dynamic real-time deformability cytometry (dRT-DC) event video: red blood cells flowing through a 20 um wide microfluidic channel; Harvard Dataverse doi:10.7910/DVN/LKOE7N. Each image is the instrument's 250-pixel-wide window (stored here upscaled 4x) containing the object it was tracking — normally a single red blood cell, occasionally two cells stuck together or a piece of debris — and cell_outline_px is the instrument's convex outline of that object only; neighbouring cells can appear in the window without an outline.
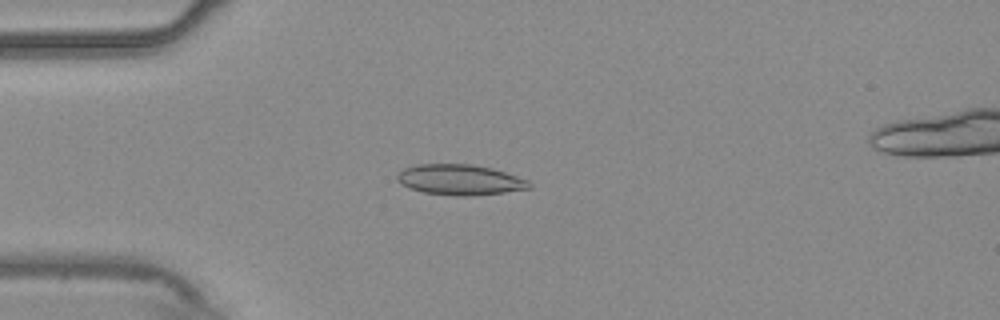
{"species": "common noctule bat (a hibernating species)", "species_latin": "Nyctalus noctula", "temperature_condition": "warm", "stored_images_in_passage": 48, "camera_frame_rate_fps": 3000, "um_per_image_px": 0.085, "animal": {"sex": "male", "body_mass_g": 20.4}, "frame": {"image": 1, "passage_image": 13, "time_ms": 4.0, "image_size_px": [1000, 320], "cell_outline_px": [[532, 188], [504, 192], [472, 196], [456, 196], [424, 192], [408, 188], [400, 184], [396, 180], [396, 176], [404, 168], [416, 164], [472, 164], [492, 168], [528, 180], [532, 184]], "centroid_in_image_um": [39.07, 15.28], "position_along_channel_um": 45.9, "area_um2": 23.58}}
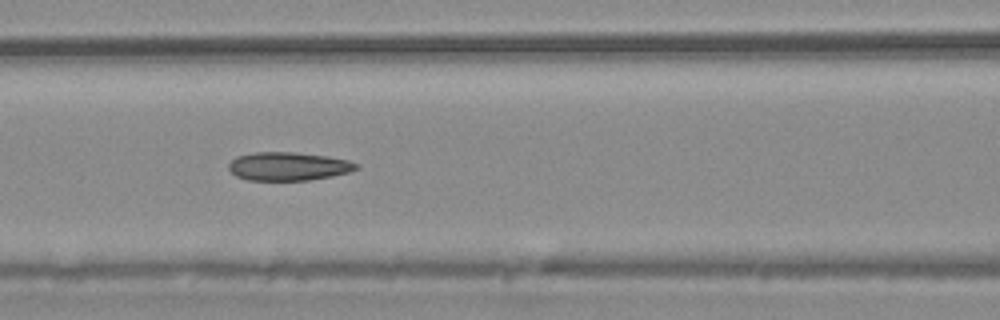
{"frame": {"image": 2, "passage_image": 22, "time_ms": 7.0, "image_size_px": [1000, 320], "cell_outline_px": [[360, 168], [348, 172], [332, 176], [308, 180], [248, 180], [236, 176], [228, 168], [228, 164], [236, 156], [256, 152], [296, 152], [324, 156], [348, 160], [360, 164]], "centroid_in_image_um": [24.51, 14.13], "position_along_channel_um": 142.1, "area_um2": 21.1}}
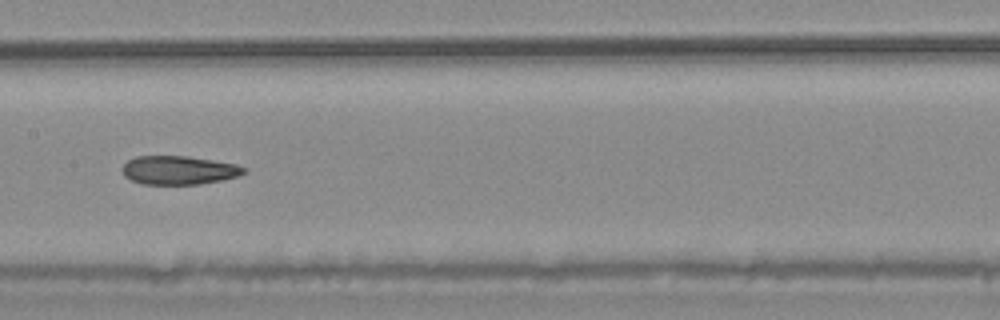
{"frame": {"image": 3, "passage_image": 26, "time_ms": 8.333, "image_size_px": [1000, 320], "cell_outline_px": [[248, 172], [224, 180], [200, 184], [140, 184], [124, 176], [124, 164], [128, 160], [136, 156], [188, 156], [236, 164], [248, 168]], "centroid_in_image_um": [15.24, 14.47], "position_along_channel_um": 192.2, "area_um2": 20.35}, "authors_computed_cell_mechanics": {"area_um2": 21.1837, "velocity_mm_per_s": 3.771, "shape_relaxation_time_tau1_ms": null, "shape_relaxation_time_tau2_ms": 4.116, "deformation_change_tau1": null, "deformation_change_tau2": 0.0964}}